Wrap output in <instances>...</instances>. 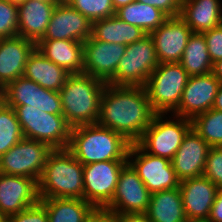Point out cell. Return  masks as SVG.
Listing matches in <instances>:
<instances>
[{
	"label": "cell",
	"instance_id": "cell-9",
	"mask_svg": "<svg viewBox=\"0 0 222 222\" xmlns=\"http://www.w3.org/2000/svg\"><path fill=\"white\" fill-rule=\"evenodd\" d=\"M52 150L46 143L23 138L0 156V173L39 181Z\"/></svg>",
	"mask_w": 222,
	"mask_h": 222
},
{
	"label": "cell",
	"instance_id": "cell-28",
	"mask_svg": "<svg viewBox=\"0 0 222 222\" xmlns=\"http://www.w3.org/2000/svg\"><path fill=\"white\" fill-rule=\"evenodd\" d=\"M46 207L48 222H85L94 207L79 198L40 199Z\"/></svg>",
	"mask_w": 222,
	"mask_h": 222
},
{
	"label": "cell",
	"instance_id": "cell-15",
	"mask_svg": "<svg viewBox=\"0 0 222 222\" xmlns=\"http://www.w3.org/2000/svg\"><path fill=\"white\" fill-rule=\"evenodd\" d=\"M192 33L191 28L180 16L169 17L152 31L149 35L154 41L159 64L180 62Z\"/></svg>",
	"mask_w": 222,
	"mask_h": 222
},
{
	"label": "cell",
	"instance_id": "cell-38",
	"mask_svg": "<svg viewBox=\"0 0 222 222\" xmlns=\"http://www.w3.org/2000/svg\"><path fill=\"white\" fill-rule=\"evenodd\" d=\"M149 4L164 12L168 17H178L180 14L181 3L178 0H136Z\"/></svg>",
	"mask_w": 222,
	"mask_h": 222
},
{
	"label": "cell",
	"instance_id": "cell-39",
	"mask_svg": "<svg viewBox=\"0 0 222 222\" xmlns=\"http://www.w3.org/2000/svg\"><path fill=\"white\" fill-rule=\"evenodd\" d=\"M85 222H120V214L107 208H94Z\"/></svg>",
	"mask_w": 222,
	"mask_h": 222
},
{
	"label": "cell",
	"instance_id": "cell-35",
	"mask_svg": "<svg viewBox=\"0 0 222 222\" xmlns=\"http://www.w3.org/2000/svg\"><path fill=\"white\" fill-rule=\"evenodd\" d=\"M203 175L222 188V147L210 148Z\"/></svg>",
	"mask_w": 222,
	"mask_h": 222
},
{
	"label": "cell",
	"instance_id": "cell-31",
	"mask_svg": "<svg viewBox=\"0 0 222 222\" xmlns=\"http://www.w3.org/2000/svg\"><path fill=\"white\" fill-rule=\"evenodd\" d=\"M192 128L211 146L222 147V111L211 108L192 119Z\"/></svg>",
	"mask_w": 222,
	"mask_h": 222
},
{
	"label": "cell",
	"instance_id": "cell-30",
	"mask_svg": "<svg viewBox=\"0 0 222 222\" xmlns=\"http://www.w3.org/2000/svg\"><path fill=\"white\" fill-rule=\"evenodd\" d=\"M179 63L189 76L205 75L212 72L213 62L202 33H192Z\"/></svg>",
	"mask_w": 222,
	"mask_h": 222
},
{
	"label": "cell",
	"instance_id": "cell-32",
	"mask_svg": "<svg viewBox=\"0 0 222 222\" xmlns=\"http://www.w3.org/2000/svg\"><path fill=\"white\" fill-rule=\"evenodd\" d=\"M24 138L14 109L0 99V156Z\"/></svg>",
	"mask_w": 222,
	"mask_h": 222
},
{
	"label": "cell",
	"instance_id": "cell-17",
	"mask_svg": "<svg viewBox=\"0 0 222 222\" xmlns=\"http://www.w3.org/2000/svg\"><path fill=\"white\" fill-rule=\"evenodd\" d=\"M92 35V22L65 0L57 4L41 40L84 42Z\"/></svg>",
	"mask_w": 222,
	"mask_h": 222
},
{
	"label": "cell",
	"instance_id": "cell-42",
	"mask_svg": "<svg viewBox=\"0 0 222 222\" xmlns=\"http://www.w3.org/2000/svg\"><path fill=\"white\" fill-rule=\"evenodd\" d=\"M212 73L222 84V59L213 63Z\"/></svg>",
	"mask_w": 222,
	"mask_h": 222
},
{
	"label": "cell",
	"instance_id": "cell-45",
	"mask_svg": "<svg viewBox=\"0 0 222 222\" xmlns=\"http://www.w3.org/2000/svg\"><path fill=\"white\" fill-rule=\"evenodd\" d=\"M10 3L14 4V5H21L23 3H25L27 0H8Z\"/></svg>",
	"mask_w": 222,
	"mask_h": 222
},
{
	"label": "cell",
	"instance_id": "cell-14",
	"mask_svg": "<svg viewBox=\"0 0 222 222\" xmlns=\"http://www.w3.org/2000/svg\"><path fill=\"white\" fill-rule=\"evenodd\" d=\"M220 84L212 72L189 76L180 104L171 116H181L192 120L196 115L210 110Z\"/></svg>",
	"mask_w": 222,
	"mask_h": 222
},
{
	"label": "cell",
	"instance_id": "cell-47",
	"mask_svg": "<svg viewBox=\"0 0 222 222\" xmlns=\"http://www.w3.org/2000/svg\"><path fill=\"white\" fill-rule=\"evenodd\" d=\"M0 222H6V217L0 212Z\"/></svg>",
	"mask_w": 222,
	"mask_h": 222
},
{
	"label": "cell",
	"instance_id": "cell-4",
	"mask_svg": "<svg viewBox=\"0 0 222 222\" xmlns=\"http://www.w3.org/2000/svg\"><path fill=\"white\" fill-rule=\"evenodd\" d=\"M40 199H83V164L67 149H53L38 181Z\"/></svg>",
	"mask_w": 222,
	"mask_h": 222
},
{
	"label": "cell",
	"instance_id": "cell-2",
	"mask_svg": "<svg viewBox=\"0 0 222 222\" xmlns=\"http://www.w3.org/2000/svg\"><path fill=\"white\" fill-rule=\"evenodd\" d=\"M131 143L121 134L96 124L71 128L67 149L83 165L110 160H127Z\"/></svg>",
	"mask_w": 222,
	"mask_h": 222
},
{
	"label": "cell",
	"instance_id": "cell-18",
	"mask_svg": "<svg viewBox=\"0 0 222 222\" xmlns=\"http://www.w3.org/2000/svg\"><path fill=\"white\" fill-rule=\"evenodd\" d=\"M39 201L37 180L0 173V212L6 218Z\"/></svg>",
	"mask_w": 222,
	"mask_h": 222
},
{
	"label": "cell",
	"instance_id": "cell-36",
	"mask_svg": "<svg viewBox=\"0 0 222 222\" xmlns=\"http://www.w3.org/2000/svg\"><path fill=\"white\" fill-rule=\"evenodd\" d=\"M6 222H48L46 207L39 201L25 210L6 218Z\"/></svg>",
	"mask_w": 222,
	"mask_h": 222
},
{
	"label": "cell",
	"instance_id": "cell-33",
	"mask_svg": "<svg viewBox=\"0 0 222 222\" xmlns=\"http://www.w3.org/2000/svg\"><path fill=\"white\" fill-rule=\"evenodd\" d=\"M91 22L115 15L111 0H65Z\"/></svg>",
	"mask_w": 222,
	"mask_h": 222
},
{
	"label": "cell",
	"instance_id": "cell-19",
	"mask_svg": "<svg viewBox=\"0 0 222 222\" xmlns=\"http://www.w3.org/2000/svg\"><path fill=\"white\" fill-rule=\"evenodd\" d=\"M183 208L189 222H207L219 187L204 175L180 181Z\"/></svg>",
	"mask_w": 222,
	"mask_h": 222
},
{
	"label": "cell",
	"instance_id": "cell-23",
	"mask_svg": "<svg viewBox=\"0 0 222 222\" xmlns=\"http://www.w3.org/2000/svg\"><path fill=\"white\" fill-rule=\"evenodd\" d=\"M36 48L69 74L83 73L84 44L74 40H40Z\"/></svg>",
	"mask_w": 222,
	"mask_h": 222
},
{
	"label": "cell",
	"instance_id": "cell-1",
	"mask_svg": "<svg viewBox=\"0 0 222 222\" xmlns=\"http://www.w3.org/2000/svg\"><path fill=\"white\" fill-rule=\"evenodd\" d=\"M155 114L144 87L107 83L100 99L98 124L134 144L150 126Z\"/></svg>",
	"mask_w": 222,
	"mask_h": 222
},
{
	"label": "cell",
	"instance_id": "cell-40",
	"mask_svg": "<svg viewBox=\"0 0 222 222\" xmlns=\"http://www.w3.org/2000/svg\"><path fill=\"white\" fill-rule=\"evenodd\" d=\"M207 222H222V188L218 189Z\"/></svg>",
	"mask_w": 222,
	"mask_h": 222
},
{
	"label": "cell",
	"instance_id": "cell-6",
	"mask_svg": "<svg viewBox=\"0 0 222 222\" xmlns=\"http://www.w3.org/2000/svg\"><path fill=\"white\" fill-rule=\"evenodd\" d=\"M189 75L179 62L160 63L144 86L156 114L172 113L178 108Z\"/></svg>",
	"mask_w": 222,
	"mask_h": 222
},
{
	"label": "cell",
	"instance_id": "cell-37",
	"mask_svg": "<svg viewBox=\"0 0 222 222\" xmlns=\"http://www.w3.org/2000/svg\"><path fill=\"white\" fill-rule=\"evenodd\" d=\"M213 63L222 59V24L202 32Z\"/></svg>",
	"mask_w": 222,
	"mask_h": 222
},
{
	"label": "cell",
	"instance_id": "cell-5",
	"mask_svg": "<svg viewBox=\"0 0 222 222\" xmlns=\"http://www.w3.org/2000/svg\"><path fill=\"white\" fill-rule=\"evenodd\" d=\"M10 107L16 113L24 138L46 143L52 149L68 147L72 127L63 114H50L30 105Z\"/></svg>",
	"mask_w": 222,
	"mask_h": 222
},
{
	"label": "cell",
	"instance_id": "cell-10",
	"mask_svg": "<svg viewBox=\"0 0 222 222\" xmlns=\"http://www.w3.org/2000/svg\"><path fill=\"white\" fill-rule=\"evenodd\" d=\"M127 160H110L83 165V199L94 208H105L112 200L119 175Z\"/></svg>",
	"mask_w": 222,
	"mask_h": 222
},
{
	"label": "cell",
	"instance_id": "cell-41",
	"mask_svg": "<svg viewBox=\"0 0 222 222\" xmlns=\"http://www.w3.org/2000/svg\"><path fill=\"white\" fill-rule=\"evenodd\" d=\"M120 222H152L146 213H122Z\"/></svg>",
	"mask_w": 222,
	"mask_h": 222
},
{
	"label": "cell",
	"instance_id": "cell-29",
	"mask_svg": "<svg viewBox=\"0 0 222 222\" xmlns=\"http://www.w3.org/2000/svg\"><path fill=\"white\" fill-rule=\"evenodd\" d=\"M115 15L122 21L141 28L146 34L156 30L169 18L158 8L136 0L117 9Z\"/></svg>",
	"mask_w": 222,
	"mask_h": 222
},
{
	"label": "cell",
	"instance_id": "cell-44",
	"mask_svg": "<svg viewBox=\"0 0 222 222\" xmlns=\"http://www.w3.org/2000/svg\"><path fill=\"white\" fill-rule=\"evenodd\" d=\"M115 11L127 4L133 3L135 0H111Z\"/></svg>",
	"mask_w": 222,
	"mask_h": 222
},
{
	"label": "cell",
	"instance_id": "cell-21",
	"mask_svg": "<svg viewBox=\"0 0 222 222\" xmlns=\"http://www.w3.org/2000/svg\"><path fill=\"white\" fill-rule=\"evenodd\" d=\"M36 43L22 36L0 39V91L10 82L22 77Z\"/></svg>",
	"mask_w": 222,
	"mask_h": 222
},
{
	"label": "cell",
	"instance_id": "cell-25",
	"mask_svg": "<svg viewBox=\"0 0 222 222\" xmlns=\"http://www.w3.org/2000/svg\"><path fill=\"white\" fill-rule=\"evenodd\" d=\"M69 73L47 59L37 48L30 54L26 62L23 77L34 81L39 86L60 91Z\"/></svg>",
	"mask_w": 222,
	"mask_h": 222
},
{
	"label": "cell",
	"instance_id": "cell-13",
	"mask_svg": "<svg viewBox=\"0 0 222 222\" xmlns=\"http://www.w3.org/2000/svg\"><path fill=\"white\" fill-rule=\"evenodd\" d=\"M151 192L138 176L134 168L127 163L121 170L115 194L105 207L115 213H146Z\"/></svg>",
	"mask_w": 222,
	"mask_h": 222
},
{
	"label": "cell",
	"instance_id": "cell-3",
	"mask_svg": "<svg viewBox=\"0 0 222 222\" xmlns=\"http://www.w3.org/2000/svg\"><path fill=\"white\" fill-rule=\"evenodd\" d=\"M106 82L86 73L69 74L59 93L66 122L75 127L96 124Z\"/></svg>",
	"mask_w": 222,
	"mask_h": 222
},
{
	"label": "cell",
	"instance_id": "cell-16",
	"mask_svg": "<svg viewBox=\"0 0 222 222\" xmlns=\"http://www.w3.org/2000/svg\"><path fill=\"white\" fill-rule=\"evenodd\" d=\"M84 44L83 73L108 83L116 73L126 45L95 40L90 36Z\"/></svg>",
	"mask_w": 222,
	"mask_h": 222
},
{
	"label": "cell",
	"instance_id": "cell-7",
	"mask_svg": "<svg viewBox=\"0 0 222 222\" xmlns=\"http://www.w3.org/2000/svg\"><path fill=\"white\" fill-rule=\"evenodd\" d=\"M158 65L154 41L147 34L141 40L126 46L115 76L108 84L144 87Z\"/></svg>",
	"mask_w": 222,
	"mask_h": 222
},
{
	"label": "cell",
	"instance_id": "cell-11",
	"mask_svg": "<svg viewBox=\"0 0 222 222\" xmlns=\"http://www.w3.org/2000/svg\"><path fill=\"white\" fill-rule=\"evenodd\" d=\"M127 162L134 168L151 193L173 189L180 185L171 160L149 154L137 143L130 145Z\"/></svg>",
	"mask_w": 222,
	"mask_h": 222
},
{
	"label": "cell",
	"instance_id": "cell-22",
	"mask_svg": "<svg viewBox=\"0 0 222 222\" xmlns=\"http://www.w3.org/2000/svg\"><path fill=\"white\" fill-rule=\"evenodd\" d=\"M56 4L27 0L18 6V35L38 43L45 35Z\"/></svg>",
	"mask_w": 222,
	"mask_h": 222
},
{
	"label": "cell",
	"instance_id": "cell-27",
	"mask_svg": "<svg viewBox=\"0 0 222 222\" xmlns=\"http://www.w3.org/2000/svg\"><path fill=\"white\" fill-rule=\"evenodd\" d=\"M147 34L139 27L122 21L116 15L92 22V37L107 43L129 45Z\"/></svg>",
	"mask_w": 222,
	"mask_h": 222
},
{
	"label": "cell",
	"instance_id": "cell-46",
	"mask_svg": "<svg viewBox=\"0 0 222 222\" xmlns=\"http://www.w3.org/2000/svg\"><path fill=\"white\" fill-rule=\"evenodd\" d=\"M40 1L50 2L57 5V4H60L63 0H40Z\"/></svg>",
	"mask_w": 222,
	"mask_h": 222
},
{
	"label": "cell",
	"instance_id": "cell-20",
	"mask_svg": "<svg viewBox=\"0 0 222 222\" xmlns=\"http://www.w3.org/2000/svg\"><path fill=\"white\" fill-rule=\"evenodd\" d=\"M211 146L192 128L171 159L177 178L181 181L203 175Z\"/></svg>",
	"mask_w": 222,
	"mask_h": 222
},
{
	"label": "cell",
	"instance_id": "cell-43",
	"mask_svg": "<svg viewBox=\"0 0 222 222\" xmlns=\"http://www.w3.org/2000/svg\"><path fill=\"white\" fill-rule=\"evenodd\" d=\"M213 109L222 111V84H220L217 95L215 96V101L213 104Z\"/></svg>",
	"mask_w": 222,
	"mask_h": 222
},
{
	"label": "cell",
	"instance_id": "cell-8",
	"mask_svg": "<svg viewBox=\"0 0 222 222\" xmlns=\"http://www.w3.org/2000/svg\"><path fill=\"white\" fill-rule=\"evenodd\" d=\"M163 117L164 114L154 115L137 144L149 154L171 160L192 129V120L181 116H175L176 121L163 120Z\"/></svg>",
	"mask_w": 222,
	"mask_h": 222
},
{
	"label": "cell",
	"instance_id": "cell-12",
	"mask_svg": "<svg viewBox=\"0 0 222 222\" xmlns=\"http://www.w3.org/2000/svg\"><path fill=\"white\" fill-rule=\"evenodd\" d=\"M0 99L8 106L30 105L50 114L63 113L58 91L45 89L23 76L6 85Z\"/></svg>",
	"mask_w": 222,
	"mask_h": 222
},
{
	"label": "cell",
	"instance_id": "cell-26",
	"mask_svg": "<svg viewBox=\"0 0 222 222\" xmlns=\"http://www.w3.org/2000/svg\"><path fill=\"white\" fill-rule=\"evenodd\" d=\"M146 214L152 222H189L179 187L151 193Z\"/></svg>",
	"mask_w": 222,
	"mask_h": 222
},
{
	"label": "cell",
	"instance_id": "cell-24",
	"mask_svg": "<svg viewBox=\"0 0 222 222\" xmlns=\"http://www.w3.org/2000/svg\"><path fill=\"white\" fill-rule=\"evenodd\" d=\"M219 0H183L179 16L193 33H202L222 24Z\"/></svg>",
	"mask_w": 222,
	"mask_h": 222
},
{
	"label": "cell",
	"instance_id": "cell-34",
	"mask_svg": "<svg viewBox=\"0 0 222 222\" xmlns=\"http://www.w3.org/2000/svg\"><path fill=\"white\" fill-rule=\"evenodd\" d=\"M18 35V6L0 0V39Z\"/></svg>",
	"mask_w": 222,
	"mask_h": 222
}]
</instances>
